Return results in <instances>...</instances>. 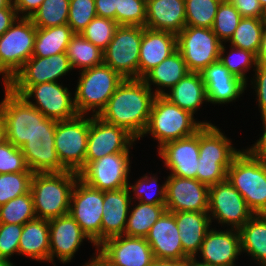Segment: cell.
I'll use <instances>...</instances> for the list:
<instances>
[{
	"label": "cell",
	"mask_w": 266,
	"mask_h": 266,
	"mask_svg": "<svg viewBox=\"0 0 266 266\" xmlns=\"http://www.w3.org/2000/svg\"><path fill=\"white\" fill-rule=\"evenodd\" d=\"M155 96L143 79H124L98 117L139 139L146 130Z\"/></svg>",
	"instance_id": "cell-1"
},
{
	"label": "cell",
	"mask_w": 266,
	"mask_h": 266,
	"mask_svg": "<svg viewBox=\"0 0 266 266\" xmlns=\"http://www.w3.org/2000/svg\"><path fill=\"white\" fill-rule=\"evenodd\" d=\"M79 173H34L30 192L36 217L51 220L69 213L70 196Z\"/></svg>",
	"instance_id": "cell-2"
},
{
	"label": "cell",
	"mask_w": 266,
	"mask_h": 266,
	"mask_svg": "<svg viewBox=\"0 0 266 266\" xmlns=\"http://www.w3.org/2000/svg\"><path fill=\"white\" fill-rule=\"evenodd\" d=\"M208 122H196L194 115L169 102L166 98L155 96L149 121L144 134H152L158 140L159 148L166 142L183 139L196 134Z\"/></svg>",
	"instance_id": "cell-3"
},
{
	"label": "cell",
	"mask_w": 266,
	"mask_h": 266,
	"mask_svg": "<svg viewBox=\"0 0 266 266\" xmlns=\"http://www.w3.org/2000/svg\"><path fill=\"white\" fill-rule=\"evenodd\" d=\"M227 179L243 196L254 215L266 214V162L243 150L228 168Z\"/></svg>",
	"instance_id": "cell-4"
},
{
	"label": "cell",
	"mask_w": 266,
	"mask_h": 266,
	"mask_svg": "<svg viewBox=\"0 0 266 266\" xmlns=\"http://www.w3.org/2000/svg\"><path fill=\"white\" fill-rule=\"evenodd\" d=\"M80 74L74 95L76 111L85 116L92 110L93 116H98L124 78L104 63Z\"/></svg>",
	"instance_id": "cell-5"
},
{
	"label": "cell",
	"mask_w": 266,
	"mask_h": 266,
	"mask_svg": "<svg viewBox=\"0 0 266 266\" xmlns=\"http://www.w3.org/2000/svg\"><path fill=\"white\" fill-rule=\"evenodd\" d=\"M36 30L30 18L18 17L0 36V75L5 85L32 56Z\"/></svg>",
	"instance_id": "cell-6"
},
{
	"label": "cell",
	"mask_w": 266,
	"mask_h": 266,
	"mask_svg": "<svg viewBox=\"0 0 266 266\" xmlns=\"http://www.w3.org/2000/svg\"><path fill=\"white\" fill-rule=\"evenodd\" d=\"M5 140L21 148L40 127L46 117L22 96L5 86V98L0 103Z\"/></svg>",
	"instance_id": "cell-7"
},
{
	"label": "cell",
	"mask_w": 266,
	"mask_h": 266,
	"mask_svg": "<svg viewBox=\"0 0 266 266\" xmlns=\"http://www.w3.org/2000/svg\"><path fill=\"white\" fill-rule=\"evenodd\" d=\"M5 86L13 93L22 96L46 118L62 121L72 119L78 115L74 98L71 97L68 88L63 87L58 82ZM33 96L36 103L29 100Z\"/></svg>",
	"instance_id": "cell-8"
},
{
	"label": "cell",
	"mask_w": 266,
	"mask_h": 266,
	"mask_svg": "<svg viewBox=\"0 0 266 266\" xmlns=\"http://www.w3.org/2000/svg\"><path fill=\"white\" fill-rule=\"evenodd\" d=\"M144 27L119 25L107 48L103 63L124 79L139 78V55Z\"/></svg>",
	"instance_id": "cell-9"
},
{
	"label": "cell",
	"mask_w": 266,
	"mask_h": 266,
	"mask_svg": "<svg viewBox=\"0 0 266 266\" xmlns=\"http://www.w3.org/2000/svg\"><path fill=\"white\" fill-rule=\"evenodd\" d=\"M88 133L89 118L84 115L56 121L55 150L66 170L79 173L85 167Z\"/></svg>",
	"instance_id": "cell-10"
},
{
	"label": "cell",
	"mask_w": 266,
	"mask_h": 266,
	"mask_svg": "<svg viewBox=\"0 0 266 266\" xmlns=\"http://www.w3.org/2000/svg\"><path fill=\"white\" fill-rule=\"evenodd\" d=\"M103 201L104 191L77 178L70 196L69 214L96 247L101 243Z\"/></svg>",
	"instance_id": "cell-11"
},
{
	"label": "cell",
	"mask_w": 266,
	"mask_h": 266,
	"mask_svg": "<svg viewBox=\"0 0 266 266\" xmlns=\"http://www.w3.org/2000/svg\"><path fill=\"white\" fill-rule=\"evenodd\" d=\"M176 39L177 50L190 72H201L219 60L222 42L211 28L185 26Z\"/></svg>",
	"instance_id": "cell-12"
},
{
	"label": "cell",
	"mask_w": 266,
	"mask_h": 266,
	"mask_svg": "<svg viewBox=\"0 0 266 266\" xmlns=\"http://www.w3.org/2000/svg\"><path fill=\"white\" fill-rule=\"evenodd\" d=\"M210 213V214H209ZM208 214L218 223L239 230L254 215L243 196L228 179L209 186Z\"/></svg>",
	"instance_id": "cell-13"
},
{
	"label": "cell",
	"mask_w": 266,
	"mask_h": 266,
	"mask_svg": "<svg viewBox=\"0 0 266 266\" xmlns=\"http://www.w3.org/2000/svg\"><path fill=\"white\" fill-rule=\"evenodd\" d=\"M129 152L106 155L89 162L80 172L79 178L87 185L101 191L125 188L130 170Z\"/></svg>",
	"instance_id": "cell-14"
},
{
	"label": "cell",
	"mask_w": 266,
	"mask_h": 266,
	"mask_svg": "<svg viewBox=\"0 0 266 266\" xmlns=\"http://www.w3.org/2000/svg\"><path fill=\"white\" fill-rule=\"evenodd\" d=\"M56 120L46 118L37 132L20 148L28 168L33 173L63 172L55 150Z\"/></svg>",
	"instance_id": "cell-15"
},
{
	"label": "cell",
	"mask_w": 266,
	"mask_h": 266,
	"mask_svg": "<svg viewBox=\"0 0 266 266\" xmlns=\"http://www.w3.org/2000/svg\"><path fill=\"white\" fill-rule=\"evenodd\" d=\"M137 140L124 128L110 124L98 116L89 117V133L85 166L106 155L129 152L132 143Z\"/></svg>",
	"instance_id": "cell-16"
},
{
	"label": "cell",
	"mask_w": 266,
	"mask_h": 266,
	"mask_svg": "<svg viewBox=\"0 0 266 266\" xmlns=\"http://www.w3.org/2000/svg\"><path fill=\"white\" fill-rule=\"evenodd\" d=\"M166 179L165 208L167 211L208 212L209 186L197 179L173 175H169Z\"/></svg>",
	"instance_id": "cell-17"
},
{
	"label": "cell",
	"mask_w": 266,
	"mask_h": 266,
	"mask_svg": "<svg viewBox=\"0 0 266 266\" xmlns=\"http://www.w3.org/2000/svg\"><path fill=\"white\" fill-rule=\"evenodd\" d=\"M96 249L112 266H150L155 260L144 237L119 235L104 240Z\"/></svg>",
	"instance_id": "cell-18"
},
{
	"label": "cell",
	"mask_w": 266,
	"mask_h": 266,
	"mask_svg": "<svg viewBox=\"0 0 266 266\" xmlns=\"http://www.w3.org/2000/svg\"><path fill=\"white\" fill-rule=\"evenodd\" d=\"M72 70L66 52L50 57L31 56L22 68L6 85H36L39 83L57 82Z\"/></svg>",
	"instance_id": "cell-19"
},
{
	"label": "cell",
	"mask_w": 266,
	"mask_h": 266,
	"mask_svg": "<svg viewBox=\"0 0 266 266\" xmlns=\"http://www.w3.org/2000/svg\"><path fill=\"white\" fill-rule=\"evenodd\" d=\"M165 166L173 176L197 179L199 131L187 138L166 142L158 149Z\"/></svg>",
	"instance_id": "cell-20"
},
{
	"label": "cell",
	"mask_w": 266,
	"mask_h": 266,
	"mask_svg": "<svg viewBox=\"0 0 266 266\" xmlns=\"http://www.w3.org/2000/svg\"><path fill=\"white\" fill-rule=\"evenodd\" d=\"M49 231V262L51 263L55 256L62 263L70 262L83 240H89L69 213L49 220Z\"/></svg>",
	"instance_id": "cell-21"
},
{
	"label": "cell",
	"mask_w": 266,
	"mask_h": 266,
	"mask_svg": "<svg viewBox=\"0 0 266 266\" xmlns=\"http://www.w3.org/2000/svg\"><path fill=\"white\" fill-rule=\"evenodd\" d=\"M205 84L207 102L225 104L236 100L247 83L232 74L219 60L211 63L201 72Z\"/></svg>",
	"instance_id": "cell-22"
},
{
	"label": "cell",
	"mask_w": 266,
	"mask_h": 266,
	"mask_svg": "<svg viewBox=\"0 0 266 266\" xmlns=\"http://www.w3.org/2000/svg\"><path fill=\"white\" fill-rule=\"evenodd\" d=\"M175 222V213L165 210L145 237L155 259L186 260Z\"/></svg>",
	"instance_id": "cell-23"
},
{
	"label": "cell",
	"mask_w": 266,
	"mask_h": 266,
	"mask_svg": "<svg viewBox=\"0 0 266 266\" xmlns=\"http://www.w3.org/2000/svg\"><path fill=\"white\" fill-rule=\"evenodd\" d=\"M199 251L203 257L202 263L213 266H236L234 262L242 252L239 230L210 229Z\"/></svg>",
	"instance_id": "cell-24"
},
{
	"label": "cell",
	"mask_w": 266,
	"mask_h": 266,
	"mask_svg": "<svg viewBox=\"0 0 266 266\" xmlns=\"http://www.w3.org/2000/svg\"><path fill=\"white\" fill-rule=\"evenodd\" d=\"M177 50L176 34L144 27L139 55V78Z\"/></svg>",
	"instance_id": "cell-25"
},
{
	"label": "cell",
	"mask_w": 266,
	"mask_h": 266,
	"mask_svg": "<svg viewBox=\"0 0 266 266\" xmlns=\"http://www.w3.org/2000/svg\"><path fill=\"white\" fill-rule=\"evenodd\" d=\"M131 191L125 188L104 191L101 243L111 237L124 235L130 211Z\"/></svg>",
	"instance_id": "cell-26"
},
{
	"label": "cell",
	"mask_w": 266,
	"mask_h": 266,
	"mask_svg": "<svg viewBox=\"0 0 266 266\" xmlns=\"http://www.w3.org/2000/svg\"><path fill=\"white\" fill-rule=\"evenodd\" d=\"M185 26V0H146V28L177 35Z\"/></svg>",
	"instance_id": "cell-27"
},
{
	"label": "cell",
	"mask_w": 266,
	"mask_h": 266,
	"mask_svg": "<svg viewBox=\"0 0 266 266\" xmlns=\"http://www.w3.org/2000/svg\"><path fill=\"white\" fill-rule=\"evenodd\" d=\"M211 216L208 212H176L175 222L179 230L184 254L196 258L197 252L210 229Z\"/></svg>",
	"instance_id": "cell-28"
},
{
	"label": "cell",
	"mask_w": 266,
	"mask_h": 266,
	"mask_svg": "<svg viewBox=\"0 0 266 266\" xmlns=\"http://www.w3.org/2000/svg\"><path fill=\"white\" fill-rule=\"evenodd\" d=\"M162 96L169 102L193 115L203 102H207L205 84L200 72H189Z\"/></svg>",
	"instance_id": "cell-29"
},
{
	"label": "cell",
	"mask_w": 266,
	"mask_h": 266,
	"mask_svg": "<svg viewBox=\"0 0 266 266\" xmlns=\"http://www.w3.org/2000/svg\"><path fill=\"white\" fill-rule=\"evenodd\" d=\"M50 231L49 220L36 218L23 225L19 242V255L36 261L49 262Z\"/></svg>",
	"instance_id": "cell-30"
},
{
	"label": "cell",
	"mask_w": 266,
	"mask_h": 266,
	"mask_svg": "<svg viewBox=\"0 0 266 266\" xmlns=\"http://www.w3.org/2000/svg\"><path fill=\"white\" fill-rule=\"evenodd\" d=\"M189 72L181 53L176 50L159 65L150 70L142 79L150 89L153 83L158 86L154 94L161 96L165 93L163 88L171 89Z\"/></svg>",
	"instance_id": "cell-31"
},
{
	"label": "cell",
	"mask_w": 266,
	"mask_h": 266,
	"mask_svg": "<svg viewBox=\"0 0 266 266\" xmlns=\"http://www.w3.org/2000/svg\"><path fill=\"white\" fill-rule=\"evenodd\" d=\"M215 125H204L199 130V159L209 161H233L240 153Z\"/></svg>",
	"instance_id": "cell-32"
},
{
	"label": "cell",
	"mask_w": 266,
	"mask_h": 266,
	"mask_svg": "<svg viewBox=\"0 0 266 266\" xmlns=\"http://www.w3.org/2000/svg\"><path fill=\"white\" fill-rule=\"evenodd\" d=\"M241 251L266 266V214L253 215L239 229Z\"/></svg>",
	"instance_id": "cell-33"
},
{
	"label": "cell",
	"mask_w": 266,
	"mask_h": 266,
	"mask_svg": "<svg viewBox=\"0 0 266 266\" xmlns=\"http://www.w3.org/2000/svg\"><path fill=\"white\" fill-rule=\"evenodd\" d=\"M73 34L68 24L37 28L32 56L50 57L54 54L66 52Z\"/></svg>",
	"instance_id": "cell-34"
},
{
	"label": "cell",
	"mask_w": 266,
	"mask_h": 266,
	"mask_svg": "<svg viewBox=\"0 0 266 266\" xmlns=\"http://www.w3.org/2000/svg\"><path fill=\"white\" fill-rule=\"evenodd\" d=\"M165 210V205L139 202L132 211H129L124 236L145 238Z\"/></svg>",
	"instance_id": "cell-35"
},
{
	"label": "cell",
	"mask_w": 266,
	"mask_h": 266,
	"mask_svg": "<svg viewBox=\"0 0 266 266\" xmlns=\"http://www.w3.org/2000/svg\"><path fill=\"white\" fill-rule=\"evenodd\" d=\"M67 57L72 69L85 70L103 63V51L86 40L80 33H74L68 44Z\"/></svg>",
	"instance_id": "cell-36"
},
{
	"label": "cell",
	"mask_w": 266,
	"mask_h": 266,
	"mask_svg": "<svg viewBox=\"0 0 266 266\" xmlns=\"http://www.w3.org/2000/svg\"><path fill=\"white\" fill-rule=\"evenodd\" d=\"M265 26L266 18L242 17L229 40L230 45L253 52L257 56Z\"/></svg>",
	"instance_id": "cell-37"
},
{
	"label": "cell",
	"mask_w": 266,
	"mask_h": 266,
	"mask_svg": "<svg viewBox=\"0 0 266 266\" xmlns=\"http://www.w3.org/2000/svg\"><path fill=\"white\" fill-rule=\"evenodd\" d=\"M70 0H44L30 17L37 28L65 25L68 22Z\"/></svg>",
	"instance_id": "cell-38"
},
{
	"label": "cell",
	"mask_w": 266,
	"mask_h": 266,
	"mask_svg": "<svg viewBox=\"0 0 266 266\" xmlns=\"http://www.w3.org/2000/svg\"><path fill=\"white\" fill-rule=\"evenodd\" d=\"M36 218L31 192L17 196L0 206V223L24 225Z\"/></svg>",
	"instance_id": "cell-39"
},
{
	"label": "cell",
	"mask_w": 266,
	"mask_h": 266,
	"mask_svg": "<svg viewBox=\"0 0 266 266\" xmlns=\"http://www.w3.org/2000/svg\"><path fill=\"white\" fill-rule=\"evenodd\" d=\"M219 5L217 0H185L186 26L212 28Z\"/></svg>",
	"instance_id": "cell-40"
},
{
	"label": "cell",
	"mask_w": 266,
	"mask_h": 266,
	"mask_svg": "<svg viewBox=\"0 0 266 266\" xmlns=\"http://www.w3.org/2000/svg\"><path fill=\"white\" fill-rule=\"evenodd\" d=\"M223 43L220 49L219 61L235 76L241 78L247 83L246 73L252 65L258 66L257 56L250 51L231 46L228 56H225Z\"/></svg>",
	"instance_id": "cell-41"
},
{
	"label": "cell",
	"mask_w": 266,
	"mask_h": 266,
	"mask_svg": "<svg viewBox=\"0 0 266 266\" xmlns=\"http://www.w3.org/2000/svg\"><path fill=\"white\" fill-rule=\"evenodd\" d=\"M33 172L0 174V206L30 192Z\"/></svg>",
	"instance_id": "cell-42"
},
{
	"label": "cell",
	"mask_w": 266,
	"mask_h": 266,
	"mask_svg": "<svg viewBox=\"0 0 266 266\" xmlns=\"http://www.w3.org/2000/svg\"><path fill=\"white\" fill-rule=\"evenodd\" d=\"M241 18L239 11L231 2L220 3L211 29L222 43L227 42L232 37Z\"/></svg>",
	"instance_id": "cell-43"
},
{
	"label": "cell",
	"mask_w": 266,
	"mask_h": 266,
	"mask_svg": "<svg viewBox=\"0 0 266 266\" xmlns=\"http://www.w3.org/2000/svg\"><path fill=\"white\" fill-rule=\"evenodd\" d=\"M118 26L115 20L96 16L80 34L104 51L112 40Z\"/></svg>",
	"instance_id": "cell-44"
},
{
	"label": "cell",
	"mask_w": 266,
	"mask_h": 266,
	"mask_svg": "<svg viewBox=\"0 0 266 266\" xmlns=\"http://www.w3.org/2000/svg\"><path fill=\"white\" fill-rule=\"evenodd\" d=\"M96 16L95 0H70L67 24L73 33H81Z\"/></svg>",
	"instance_id": "cell-45"
},
{
	"label": "cell",
	"mask_w": 266,
	"mask_h": 266,
	"mask_svg": "<svg viewBox=\"0 0 266 266\" xmlns=\"http://www.w3.org/2000/svg\"><path fill=\"white\" fill-rule=\"evenodd\" d=\"M116 22L118 25L145 27L146 0H119Z\"/></svg>",
	"instance_id": "cell-46"
},
{
	"label": "cell",
	"mask_w": 266,
	"mask_h": 266,
	"mask_svg": "<svg viewBox=\"0 0 266 266\" xmlns=\"http://www.w3.org/2000/svg\"><path fill=\"white\" fill-rule=\"evenodd\" d=\"M32 172L25 161L22 150L7 140L0 143V174Z\"/></svg>",
	"instance_id": "cell-47"
},
{
	"label": "cell",
	"mask_w": 266,
	"mask_h": 266,
	"mask_svg": "<svg viewBox=\"0 0 266 266\" xmlns=\"http://www.w3.org/2000/svg\"><path fill=\"white\" fill-rule=\"evenodd\" d=\"M156 176H150L148 177L145 175L141 179H139L135 185L129 186L127 185V189L133 190L135 192V198L139 200V202L145 203V204H151V205H165L166 202V183H164L161 187V185H158V178H155ZM153 183L152 187H156L159 189H156L155 196H152L148 191H150V187ZM155 185V186H154ZM150 189V190H149Z\"/></svg>",
	"instance_id": "cell-48"
},
{
	"label": "cell",
	"mask_w": 266,
	"mask_h": 266,
	"mask_svg": "<svg viewBox=\"0 0 266 266\" xmlns=\"http://www.w3.org/2000/svg\"><path fill=\"white\" fill-rule=\"evenodd\" d=\"M22 231L23 225L0 223V262L12 264L9 257L14 253L19 254Z\"/></svg>",
	"instance_id": "cell-49"
},
{
	"label": "cell",
	"mask_w": 266,
	"mask_h": 266,
	"mask_svg": "<svg viewBox=\"0 0 266 266\" xmlns=\"http://www.w3.org/2000/svg\"><path fill=\"white\" fill-rule=\"evenodd\" d=\"M197 180L207 186L215 185L227 179V170L232 161L198 160Z\"/></svg>",
	"instance_id": "cell-50"
},
{
	"label": "cell",
	"mask_w": 266,
	"mask_h": 266,
	"mask_svg": "<svg viewBox=\"0 0 266 266\" xmlns=\"http://www.w3.org/2000/svg\"><path fill=\"white\" fill-rule=\"evenodd\" d=\"M255 70V80L252 82L257 94V101L260 107L261 115H266V65L258 64Z\"/></svg>",
	"instance_id": "cell-51"
},
{
	"label": "cell",
	"mask_w": 266,
	"mask_h": 266,
	"mask_svg": "<svg viewBox=\"0 0 266 266\" xmlns=\"http://www.w3.org/2000/svg\"><path fill=\"white\" fill-rule=\"evenodd\" d=\"M230 2L242 17L266 18V12L262 9L258 0H231Z\"/></svg>",
	"instance_id": "cell-52"
},
{
	"label": "cell",
	"mask_w": 266,
	"mask_h": 266,
	"mask_svg": "<svg viewBox=\"0 0 266 266\" xmlns=\"http://www.w3.org/2000/svg\"><path fill=\"white\" fill-rule=\"evenodd\" d=\"M97 16L115 20L116 10H119V0H95Z\"/></svg>",
	"instance_id": "cell-53"
},
{
	"label": "cell",
	"mask_w": 266,
	"mask_h": 266,
	"mask_svg": "<svg viewBox=\"0 0 266 266\" xmlns=\"http://www.w3.org/2000/svg\"><path fill=\"white\" fill-rule=\"evenodd\" d=\"M44 0H13L17 14H24L20 17L30 18L40 7Z\"/></svg>",
	"instance_id": "cell-54"
},
{
	"label": "cell",
	"mask_w": 266,
	"mask_h": 266,
	"mask_svg": "<svg viewBox=\"0 0 266 266\" xmlns=\"http://www.w3.org/2000/svg\"><path fill=\"white\" fill-rule=\"evenodd\" d=\"M263 120V134L262 137L257 140V142L250 147L249 149H246L253 157L263 160L266 162V115L261 117Z\"/></svg>",
	"instance_id": "cell-55"
},
{
	"label": "cell",
	"mask_w": 266,
	"mask_h": 266,
	"mask_svg": "<svg viewBox=\"0 0 266 266\" xmlns=\"http://www.w3.org/2000/svg\"><path fill=\"white\" fill-rule=\"evenodd\" d=\"M18 17L15 8L0 9V36L12 26Z\"/></svg>",
	"instance_id": "cell-56"
},
{
	"label": "cell",
	"mask_w": 266,
	"mask_h": 266,
	"mask_svg": "<svg viewBox=\"0 0 266 266\" xmlns=\"http://www.w3.org/2000/svg\"><path fill=\"white\" fill-rule=\"evenodd\" d=\"M258 64L266 65V26L262 32L261 46L257 54Z\"/></svg>",
	"instance_id": "cell-57"
},
{
	"label": "cell",
	"mask_w": 266,
	"mask_h": 266,
	"mask_svg": "<svg viewBox=\"0 0 266 266\" xmlns=\"http://www.w3.org/2000/svg\"><path fill=\"white\" fill-rule=\"evenodd\" d=\"M150 266H185V260L155 259Z\"/></svg>",
	"instance_id": "cell-58"
},
{
	"label": "cell",
	"mask_w": 266,
	"mask_h": 266,
	"mask_svg": "<svg viewBox=\"0 0 266 266\" xmlns=\"http://www.w3.org/2000/svg\"><path fill=\"white\" fill-rule=\"evenodd\" d=\"M96 256L86 263L84 266H112L104 257H102L96 250Z\"/></svg>",
	"instance_id": "cell-59"
},
{
	"label": "cell",
	"mask_w": 266,
	"mask_h": 266,
	"mask_svg": "<svg viewBox=\"0 0 266 266\" xmlns=\"http://www.w3.org/2000/svg\"><path fill=\"white\" fill-rule=\"evenodd\" d=\"M185 266H213L196 260V258H188L185 260Z\"/></svg>",
	"instance_id": "cell-60"
},
{
	"label": "cell",
	"mask_w": 266,
	"mask_h": 266,
	"mask_svg": "<svg viewBox=\"0 0 266 266\" xmlns=\"http://www.w3.org/2000/svg\"><path fill=\"white\" fill-rule=\"evenodd\" d=\"M15 8L13 6V0H0V9Z\"/></svg>",
	"instance_id": "cell-61"
},
{
	"label": "cell",
	"mask_w": 266,
	"mask_h": 266,
	"mask_svg": "<svg viewBox=\"0 0 266 266\" xmlns=\"http://www.w3.org/2000/svg\"><path fill=\"white\" fill-rule=\"evenodd\" d=\"M5 140V133H4V122L2 115L0 114V143Z\"/></svg>",
	"instance_id": "cell-62"
},
{
	"label": "cell",
	"mask_w": 266,
	"mask_h": 266,
	"mask_svg": "<svg viewBox=\"0 0 266 266\" xmlns=\"http://www.w3.org/2000/svg\"><path fill=\"white\" fill-rule=\"evenodd\" d=\"M262 9L266 12V0H258Z\"/></svg>",
	"instance_id": "cell-63"
},
{
	"label": "cell",
	"mask_w": 266,
	"mask_h": 266,
	"mask_svg": "<svg viewBox=\"0 0 266 266\" xmlns=\"http://www.w3.org/2000/svg\"><path fill=\"white\" fill-rule=\"evenodd\" d=\"M0 266H13V264H9L6 262H0Z\"/></svg>",
	"instance_id": "cell-64"
},
{
	"label": "cell",
	"mask_w": 266,
	"mask_h": 266,
	"mask_svg": "<svg viewBox=\"0 0 266 266\" xmlns=\"http://www.w3.org/2000/svg\"><path fill=\"white\" fill-rule=\"evenodd\" d=\"M219 1L220 3H223V2H230L231 0H217Z\"/></svg>",
	"instance_id": "cell-65"
}]
</instances>
